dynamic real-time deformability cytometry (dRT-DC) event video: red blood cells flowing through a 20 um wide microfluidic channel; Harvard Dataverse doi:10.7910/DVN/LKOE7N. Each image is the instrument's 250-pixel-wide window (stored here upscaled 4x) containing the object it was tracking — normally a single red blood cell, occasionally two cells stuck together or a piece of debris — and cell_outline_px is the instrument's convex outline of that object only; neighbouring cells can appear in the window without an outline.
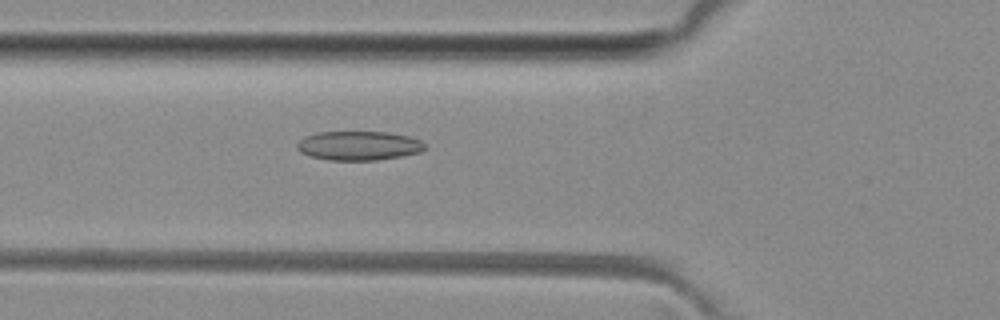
{"species": "common noctule bat (a hibernating species)", "species_latin": "Nyctalus noctula", "temperature_condition": "room temperature", "stored_images_in_passage": 29, "camera_frame_rate_fps": 3000, "um_per_image_px": 0.085, "animal": {"sex": "female", "body_mass_g": 29.2, "forearm_length_mm": 56.3}, "frame": {"image": 1, "passage_image": 3, "time_ms": 0.667, "image_size_px": [1000, 320], "cell_outline_px": [[424, 148], [420, 152], [400, 156], [376, 160], [328, 160], [308, 156], [300, 152], [296, 148], [296, 144], [304, 136], [316, 132], [388, 132], [408, 136], [420, 140], [424, 144]], "centroid_in_image_um": [30.43, 12.38], "position_along_channel_um": 95.4, "area_um2": 21.73}}
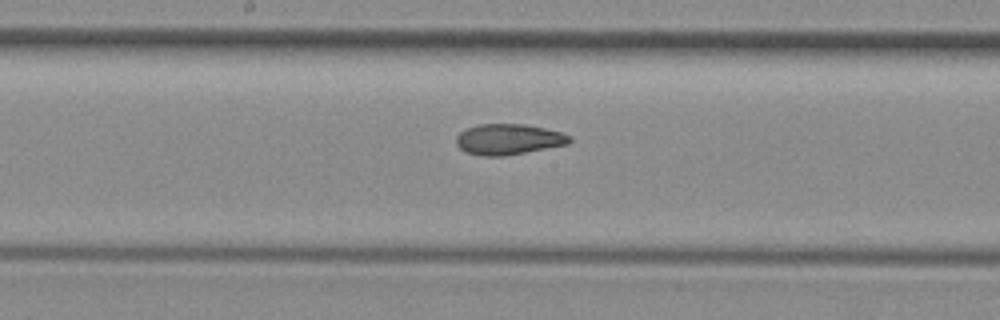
{"frame": {"image": 2, "passage_image": 11, "time_ms": 3.333, "image_size_px": [1000, 320], "cell_outline_px": [[572, 140], [568, 144], [504, 156], [480, 156], [464, 152], [456, 144], [456, 136], [460, 132], [468, 128], [480, 124], [524, 124], [544, 128], [560, 132], [572, 136]], "centroid_in_image_um": [43.2, 11.85], "position_along_channel_um": 205.0, "area_um2": 20.29}}
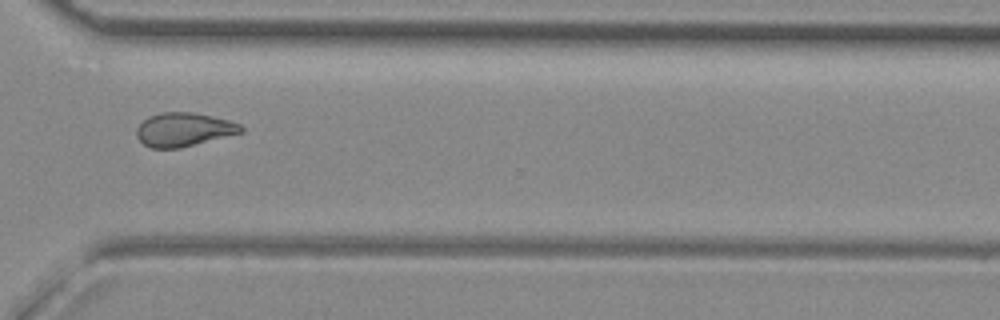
{"frame": {"image": 3, "passage_image": 22, "time_ms": 7.0, "image_size_px": [1000, 320], "cell_outline_px": [[244, 132], [180, 148], [152, 148], [144, 144], [136, 136], [136, 128], [148, 116], [160, 112], [192, 112], [228, 120], [240, 124], [244, 128]], "centroid_in_image_um": [15.61, 11.01], "position_along_channel_um": 355.0, "area_um2": 20.46}, "authors_computed_cell_mechanics": {"area_um2": 20.4034, "velocity_mm_per_s": 4.0883, "shape_relaxation_time_tau1_ms": null, "shape_relaxation_time_tau2_ms": 2.8078, "deformation_change_tau1": null, "deformation_change_tau2": 0.0888}}